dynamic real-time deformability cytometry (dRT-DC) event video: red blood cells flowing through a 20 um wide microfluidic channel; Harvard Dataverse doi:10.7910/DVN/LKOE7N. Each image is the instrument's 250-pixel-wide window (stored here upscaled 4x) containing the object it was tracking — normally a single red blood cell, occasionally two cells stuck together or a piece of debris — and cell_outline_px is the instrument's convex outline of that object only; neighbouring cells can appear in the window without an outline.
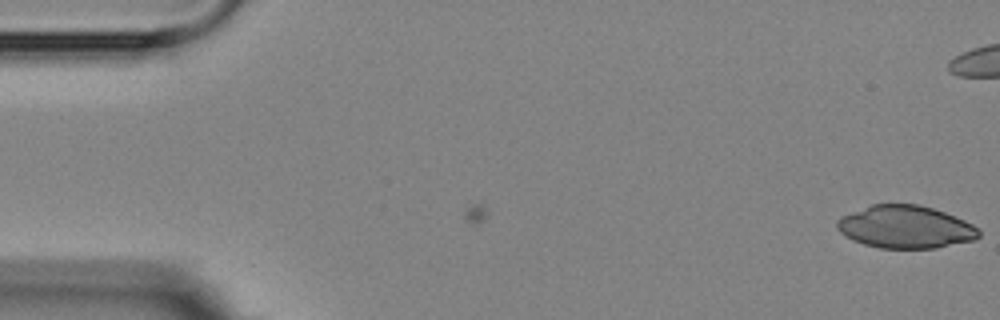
{"species": "Egyptian fruit bat (a non-hibernating species)", "species_latin": "Rousettus aegyptiacus", "temperature_condition": "room temperature", "stored_images_in_passage": 2, "camera_frame_rate_fps": 3000, "um_per_image_px": 0.085, "animal": {"sex": "female"}, "frame": {"image": 1, "passage_image": 2, "time_ms": 1.0, "image_size_px": [1000, 320], "cell_outline_px": [[980, 236], [976, 240], [936, 248], [880, 248], [864, 244], [840, 232], [836, 228], [836, 220], [840, 216], [872, 204], [920, 204], [956, 216], [972, 224], [980, 232]], "centroid_in_image_um": [76.98, 19.29], "position_along_channel_um": 8.0, "area_um2": 35.26}}